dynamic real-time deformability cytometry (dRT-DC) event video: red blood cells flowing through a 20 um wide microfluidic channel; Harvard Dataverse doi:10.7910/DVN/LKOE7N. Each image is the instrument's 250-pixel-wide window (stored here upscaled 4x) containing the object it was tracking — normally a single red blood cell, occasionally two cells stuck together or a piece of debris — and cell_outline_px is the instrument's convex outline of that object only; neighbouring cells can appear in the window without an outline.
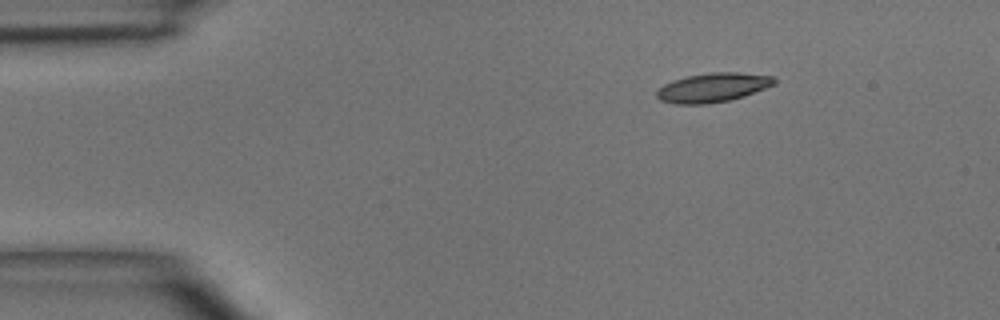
{"species": "common noctule bat (a hibernating species)", "species_latin": "Nyctalus noctula", "temperature_condition": "room temperature", "stored_images_in_passage": 2, "camera_frame_rate_fps": 3000, "um_per_image_px": 0.085, "animal": {"sex": "male", "body_mass_g": 15.6}, "frame": {"image": 1, "passage_image": 1, "time_ms": 0.0, "image_size_px": [1000, 320], "cell_outline_px": [[776, 84], [744, 96], [728, 100], [708, 104], [672, 104], [660, 100], [656, 96], [656, 92], [664, 84], [672, 80], [688, 76], [708, 72], [736, 72], [772, 76], [776, 80]], "centroid_in_image_um": [60.57, 7.44], "position_along_channel_um": 24.4, "area_um2": 20.0}}